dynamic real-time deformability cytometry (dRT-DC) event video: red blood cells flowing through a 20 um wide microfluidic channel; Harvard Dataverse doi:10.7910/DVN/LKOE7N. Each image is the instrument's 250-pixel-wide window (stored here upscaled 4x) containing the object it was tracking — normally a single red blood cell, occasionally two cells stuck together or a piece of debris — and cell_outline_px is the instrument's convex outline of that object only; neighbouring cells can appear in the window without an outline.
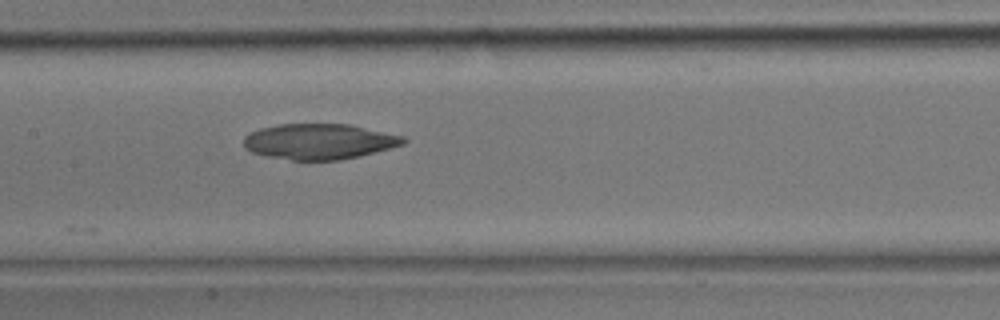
{"species": "common noctule bat (a hibernating species)", "species_latin": "Nyctalus noctula", "temperature_condition": "room temperature", "stored_images_in_passage": 11, "camera_frame_rate_fps": 3000, "um_per_image_px": 0.085, "animal": {"sex": "male", "body_mass_g": 17.9}, "frame": {"image": 1, "passage_image": 11, "time_ms": 3.333, "image_size_px": [1000, 320], "cell_outline_px": [[408, 140], [404, 144], [392, 148], [360, 156], [340, 160], [292, 160], [264, 156], [252, 152], [244, 148], [244, 136], [260, 128], [276, 124], [348, 124], [404, 136]], "centroid_in_image_um": [27.14, 12.03], "position_along_channel_um": 180.3, "area_um2": 33.29}}